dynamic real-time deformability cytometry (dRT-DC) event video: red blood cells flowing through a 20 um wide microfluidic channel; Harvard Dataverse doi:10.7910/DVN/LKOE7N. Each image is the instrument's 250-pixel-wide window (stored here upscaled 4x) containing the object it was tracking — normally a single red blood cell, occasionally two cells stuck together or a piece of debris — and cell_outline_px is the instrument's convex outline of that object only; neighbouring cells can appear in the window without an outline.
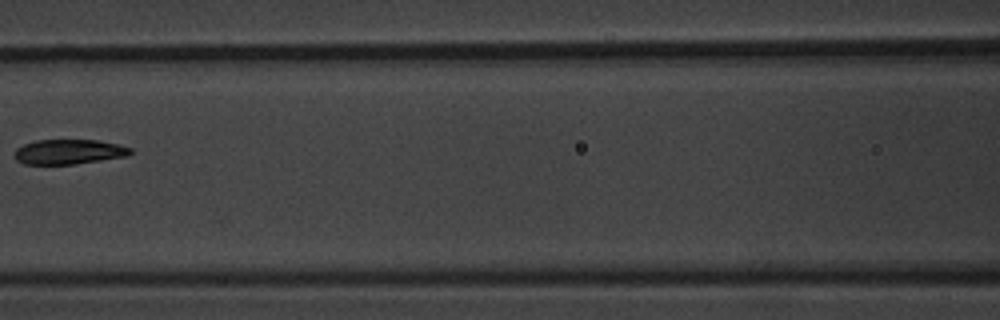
{"species": "common noctule bat (a hibernating species)", "species_latin": "Nyctalus noctula", "temperature_condition": "warm", "stored_images_in_passage": 3, "camera_frame_rate_fps": 3000, "um_per_image_px": 0.085, "animal": {"sex": "male", "body_mass_g": 20.1, "forearm_length_mm": 53.5}, "frame": {"image": 1, "passage_image": 3, "time_ms": 2.333, "image_size_px": [1000, 320], "cell_outline_px": [[132, 152], [128, 156], [76, 164], [24, 164], [16, 160], [16, 148], [24, 144], [36, 140], [100, 140], [132, 148]], "centroid_in_image_um": [5.87, 12.9], "position_along_channel_um": 160.7, "area_um2": 16.76}}